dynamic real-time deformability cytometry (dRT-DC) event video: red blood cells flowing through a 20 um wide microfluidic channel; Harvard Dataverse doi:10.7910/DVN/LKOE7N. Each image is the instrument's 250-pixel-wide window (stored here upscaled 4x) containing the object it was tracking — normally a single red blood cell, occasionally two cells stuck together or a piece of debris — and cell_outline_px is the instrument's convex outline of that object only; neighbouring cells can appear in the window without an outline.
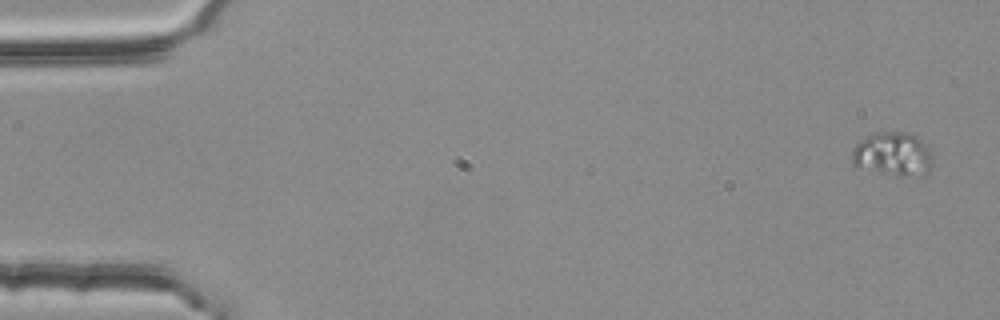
{"species": "common noctule bat (a hibernating species)", "species_latin": "Nyctalus noctula", "temperature_condition": "room temperature", "stored_images_in_passage": 5, "camera_frame_rate_fps": 3000, "um_per_image_px": 0.085, "animal": {"sex": "female", "body_mass_g": 25.1}, "frame": {"image": 1, "passage_image": 1, "time_ms": 0.0, "image_size_px": [1000, 320], "cell_outline_px": [[932, 164], [928, 172], [920, 176], [904, 176], [852, 164], [852, 148], [856, 144], [872, 132], [904, 132], [916, 136], [928, 148]], "centroid_in_image_um": [75.9, 13.07], "position_along_channel_um": 9.1, "area_um2": 20.0}}